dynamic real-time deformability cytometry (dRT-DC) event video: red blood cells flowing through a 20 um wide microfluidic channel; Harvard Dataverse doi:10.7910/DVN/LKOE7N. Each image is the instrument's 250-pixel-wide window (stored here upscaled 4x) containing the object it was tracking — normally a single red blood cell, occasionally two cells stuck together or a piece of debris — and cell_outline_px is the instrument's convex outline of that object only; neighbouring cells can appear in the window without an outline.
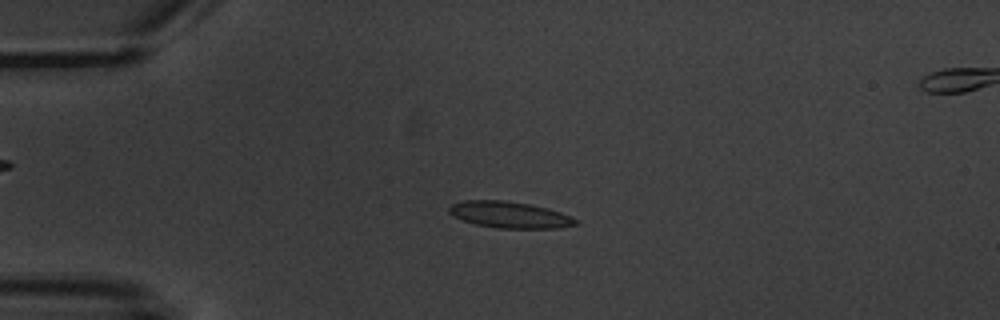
{"species": "common noctule bat (a hibernating species)", "species_latin": "Nyctalus noctula", "temperature_condition": "warm", "stored_images_in_passage": 4, "camera_frame_rate_fps": 3000, "um_per_image_px": 0.085, "animal": {"sex": "male", "body_mass_g": 20.1, "forearm_length_mm": 53.5}, "frame": {"image": 1, "passage_image": 3, "time_ms": 3.333, "image_size_px": [1000, 320], "cell_outline_px": [[580, 224], [560, 228], [496, 228], [476, 224], [452, 216], [448, 212], [448, 208], [452, 204], [464, 200], [504, 200], [528, 204], [548, 208], [572, 216]], "centroid_in_image_um": [43.33, 18.26], "position_along_channel_um": 41.7, "area_um2": 19.54}}